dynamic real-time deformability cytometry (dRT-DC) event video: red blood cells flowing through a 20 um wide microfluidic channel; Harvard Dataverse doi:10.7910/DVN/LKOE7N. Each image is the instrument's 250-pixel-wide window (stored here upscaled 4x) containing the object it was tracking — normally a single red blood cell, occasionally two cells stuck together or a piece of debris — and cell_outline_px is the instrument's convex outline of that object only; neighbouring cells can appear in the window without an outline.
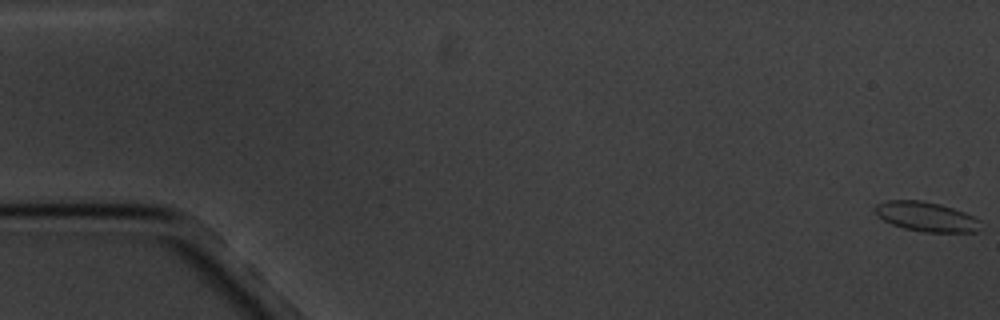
{"species": "common noctule bat (a hibernating species)", "species_latin": "Nyctalus noctula", "temperature_condition": "cold", "stored_images_in_passage": 2, "camera_frame_rate_fps": 3000, "um_per_image_px": 0.085, "animal": {"sex": "male", "body_mass_g": 20.1, "forearm_length_mm": 53.5}, "frame": {"image": 1, "passage_image": 2, "time_ms": 2.0, "image_size_px": [1000, 320], "cell_outline_px": [[980, 220], [976, 232], [924, 232], [904, 228], [892, 224], [876, 216], [872, 208], [876, 204], [884, 200], [920, 200], [940, 204], [964, 212]], "centroid_in_image_um": [78.65, 18.4], "position_along_channel_um": 6.4, "area_um2": 18.21}}